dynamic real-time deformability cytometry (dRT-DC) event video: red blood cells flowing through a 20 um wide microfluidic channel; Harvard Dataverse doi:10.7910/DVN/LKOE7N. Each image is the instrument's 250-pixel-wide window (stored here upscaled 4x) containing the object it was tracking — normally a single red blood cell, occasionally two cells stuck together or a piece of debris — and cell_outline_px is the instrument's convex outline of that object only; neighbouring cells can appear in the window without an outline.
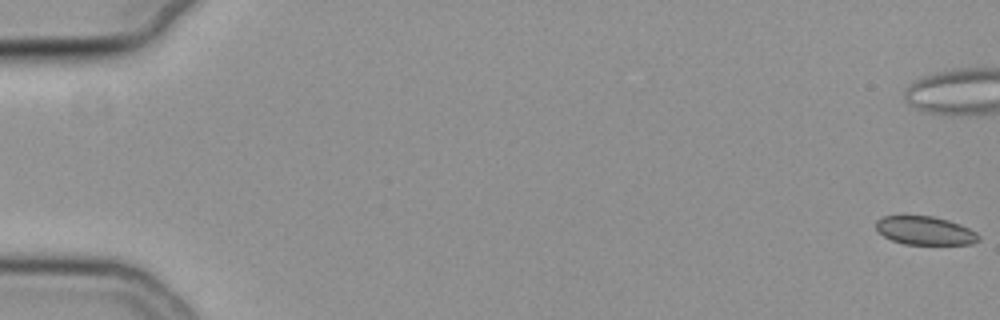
{"species": "common noctule bat (a hibernating species)", "species_latin": "Nyctalus noctula", "temperature_condition": "cold", "stored_images_in_passage": 58, "camera_frame_rate_fps": 3000, "um_per_image_px": 0.085, "animal": {"sex": "female", "body_mass_g": 19.3, "forearm_length_mm": 54.1}, "frame": {"image": 1, "passage_image": 1, "time_ms": 0.0, "image_size_px": [1000, 320], "cell_outline_px": [[980, 240], [972, 244], [904, 244], [892, 240], [884, 236], [876, 228], [876, 220], [884, 216], [932, 216], [948, 220], [960, 224], [976, 232], [980, 236]], "centroid_in_image_um": [78.64, 19.6], "position_along_channel_um": 6.4, "area_um2": 16.94}}
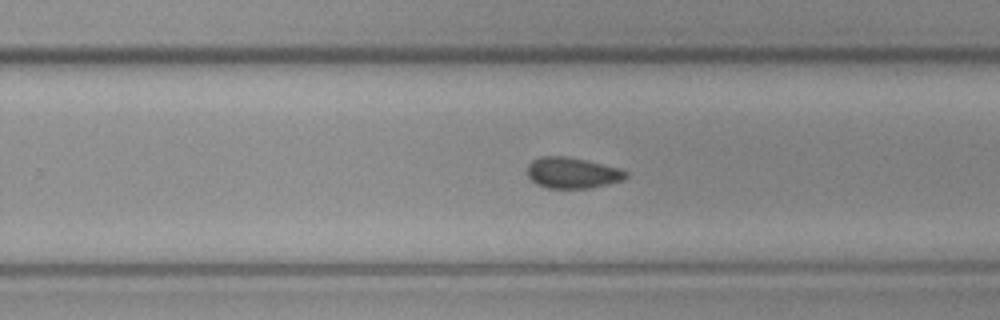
{"frame": {"image": 2, "passage_image": 37, "time_ms": 12.0, "image_size_px": [1000, 320], "cell_outline_px": [[628, 176], [624, 180], [592, 188], [548, 188], [536, 184], [528, 176], [528, 164], [532, 160], [540, 156], [564, 156], [584, 160], [620, 168], [628, 172]], "centroid_in_image_um": [48.66, 14.7], "position_along_channel_um": 281.1, "area_um2": 17.8}}
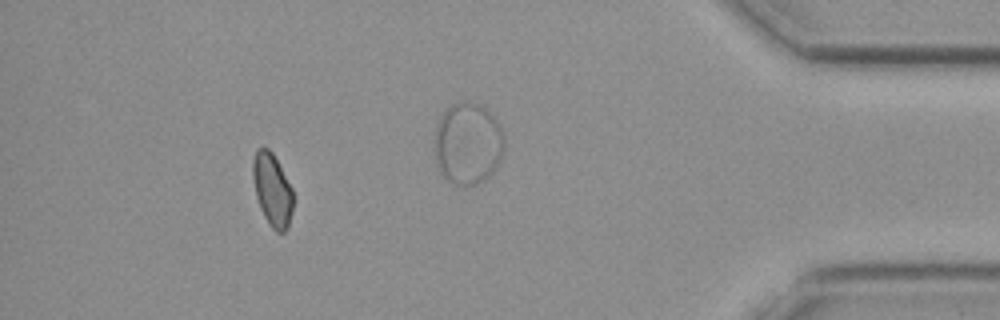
{"frame": {"image": 3, "passage_image": 52, "time_ms": 17.0, "image_size_px": [1000, 320], "cell_outline_px": [[292, 208], [288, 228], [284, 232], [276, 232], [272, 228], [264, 216], [260, 208], [256, 196], [252, 176], [252, 160], [256, 148], [268, 148], [272, 152], [292, 188]], "centroid_in_image_um": [23.12, 16.12], "position_along_channel_um": 412.1, "area_um2": 16.99}, "authors_computed_cell_mechanics": {"area_um2": 17.7735, "velocity_mm_per_s": 3.8005, "shape_relaxation_time_tau1_ms": null, "shape_relaxation_time_tau2_ms": 4.6168, "deformation_change_tau1": null, "deformation_change_tau2": 0.0811}}